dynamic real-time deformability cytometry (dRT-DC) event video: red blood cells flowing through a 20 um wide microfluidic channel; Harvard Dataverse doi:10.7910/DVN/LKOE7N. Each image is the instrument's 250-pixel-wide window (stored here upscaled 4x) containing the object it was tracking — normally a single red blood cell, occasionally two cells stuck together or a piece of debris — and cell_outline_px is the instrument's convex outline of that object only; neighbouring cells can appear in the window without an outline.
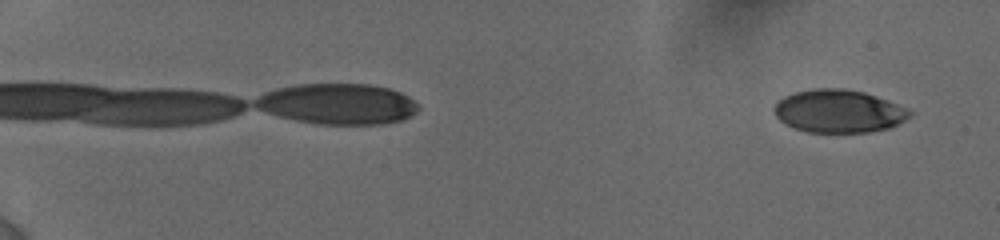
{"species": "human", "species_latin": "Homo sapiens", "temperature_condition": "cold", "stored_images_in_passage": 65, "camera_frame_rate_fps": 3000, "um_per_image_px": 0.085, "donor": {"sex": "female"}, "frame": {"image": 1, "passage_image": 4, "time_ms": 0.667, "image_size_px": [1000, 240], "cell_outline_px": [[912, 112], [904, 120], [888, 128], [872, 132], [808, 132], [792, 128], [784, 124], [776, 116], [772, 108], [776, 100], [784, 96], [796, 92], [812, 88], [844, 88], [864, 92], [876, 96], [896, 104]], "centroid_in_image_um": [71.2, 9.45], "position_along_channel_um": 13.8, "area_um2": 33.93}}
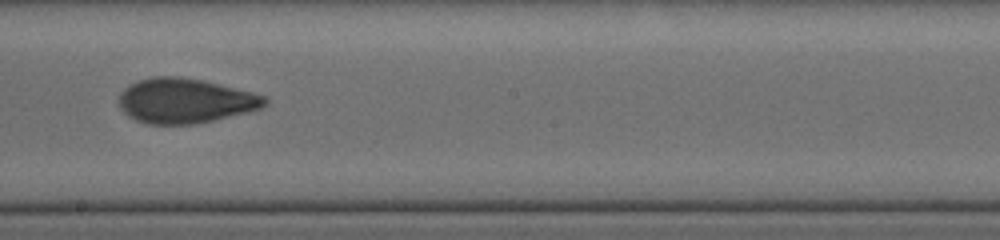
{"frame": {"image": 2, "passage_image": 36, "time_ms": 11.333, "image_size_px": [1000, 240], "cell_outline_px": [[268, 104], [260, 108], [248, 112], [212, 120], [192, 124], [148, 124], [136, 120], [128, 116], [120, 108], [120, 92], [128, 84], [152, 76], [180, 76], [204, 80], [268, 96]], "centroid_in_image_um": [15.75, 8.55], "position_along_channel_um": 232.5, "area_um2": 38.21}}
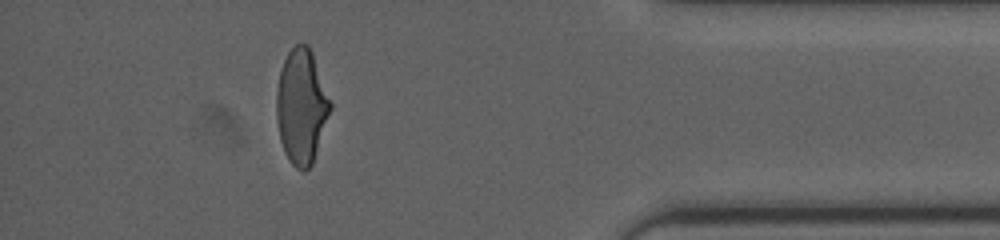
{"frame": {"image": 3, "passage_image": 60, "time_ms": 16.667, "image_size_px": [1000, 240], "cell_outline_px": [[332, 108], [312, 164], [304, 172], [296, 168], [292, 164], [284, 152], [280, 140], [276, 120], [276, 88], [280, 72], [284, 60], [288, 52], [296, 44], [308, 44], [312, 52], [332, 104]], "centroid_in_image_um": [25.62, 9.06], "position_along_channel_um": 409.6, "area_um2": 36.01}, "authors_computed_cell_mechanics": {"area_um2": 36.2984, "velocity_mm_per_s": 3.8688, "shape_relaxation_time_tau1_ms": 6.6815, "shape_relaxation_time_tau2_ms": 1.435, "deformation_change_tau1": 0.2024, "deformation_change_tau2": 0.0743}}